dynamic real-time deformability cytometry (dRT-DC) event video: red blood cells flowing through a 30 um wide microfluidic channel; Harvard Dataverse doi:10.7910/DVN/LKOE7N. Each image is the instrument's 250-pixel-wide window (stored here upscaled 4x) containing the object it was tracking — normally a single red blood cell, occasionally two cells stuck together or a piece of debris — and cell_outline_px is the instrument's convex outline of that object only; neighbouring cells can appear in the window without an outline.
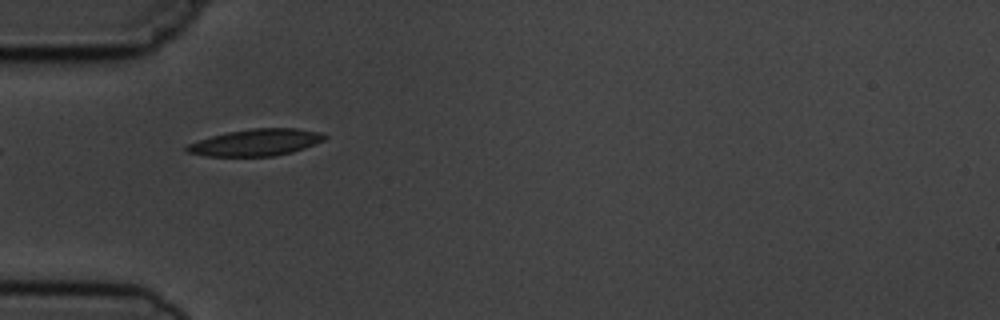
{"species": "common noctule bat (a hibernating species)", "species_latin": "Nyctalus noctula", "temperature_condition": "cold", "stored_images_in_passage": 5, "camera_frame_rate_fps": 3000, "um_per_image_px": 0.085, "animal": {"sex": "male", "body_mass_g": 19.5, "forearm_length_mm": 54.6}, "frame": {"image": 1, "passage_image": 4, "time_ms": 3.667, "image_size_px": [1000, 320], "cell_outline_px": [[328, 136], [324, 140], [304, 148], [292, 152], [272, 156], [204, 156], [188, 152], [184, 148], [188, 144], [212, 136], [228, 132], [252, 128], [296, 128], [320, 132]], "centroid_in_image_um": [21.77, 12.1], "position_along_channel_um": 63.2, "area_um2": 21.33}}
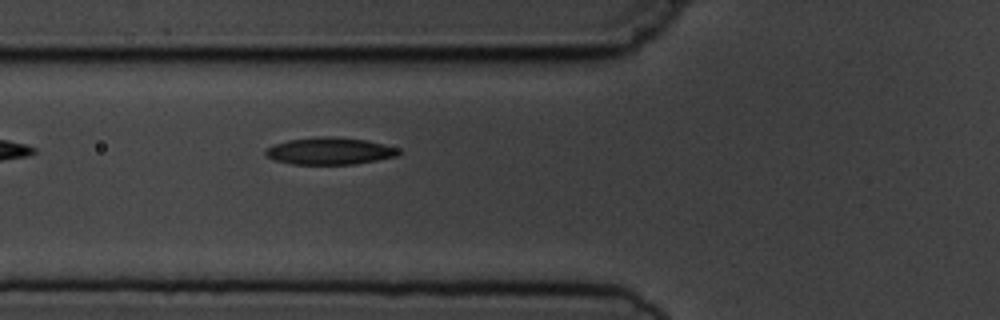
{"frame": {"image": 2, "passage_image": 5, "time_ms": 4.667, "image_size_px": [1000, 320], "cell_outline_px": [[404, 152], [400, 156], [356, 164], [292, 164], [276, 160], [268, 156], [264, 152], [264, 148], [272, 144], [288, 140], [320, 136], [332, 136], [368, 140], [400, 148]], "centroid_in_image_um": [28.09, 12.83], "position_along_channel_um": 97.7, "area_um2": 21.39}}